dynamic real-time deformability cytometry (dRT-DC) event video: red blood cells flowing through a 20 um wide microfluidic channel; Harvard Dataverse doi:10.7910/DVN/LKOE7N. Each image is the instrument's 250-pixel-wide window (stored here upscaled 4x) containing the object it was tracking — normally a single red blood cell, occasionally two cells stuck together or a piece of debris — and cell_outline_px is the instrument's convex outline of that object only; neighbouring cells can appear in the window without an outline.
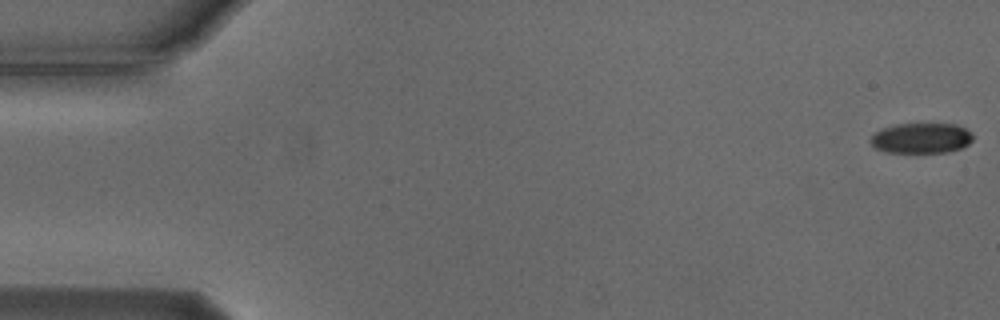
{"species": "Egyptian fruit bat (a non-hibernating species)", "species_latin": "Rousettus aegyptiacus", "temperature_condition": "cold", "stored_images_in_passage": 17, "camera_frame_rate_fps": 3000, "um_per_image_px": 0.085, "animal": {"sex": "male"}, "frame": {"image": 1, "passage_image": 1, "time_ms": 0.0, "image_size_px": [1000, 320], "cell_outline_px": [[972, 140], [968, 144], [960, 148], [948, 152], [888, 152], [876, 148], [868, 140], [876, 132], [884, 128], [896, 124], [956, 124], [972, 132]], "centroid_in_image_um": [78.32, 11.74], "position_along_channel_um": 6.7, "area_um2": 17.92}}
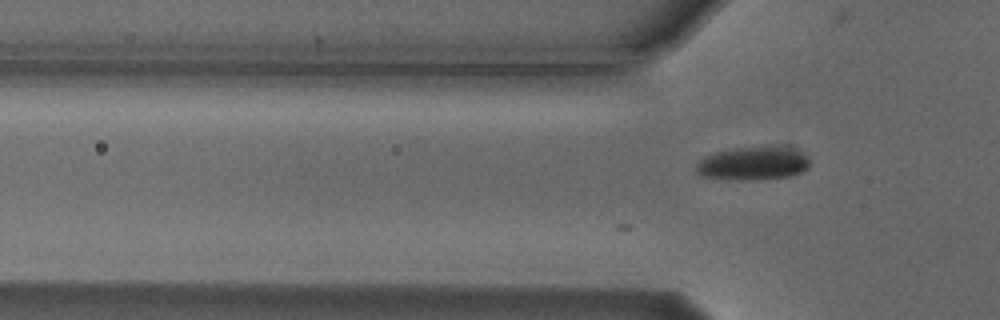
{"frame": {"image": 2, "passage_image": 17, "time_ms": 5.333, "image_size_px": [1000, 320], "cell_outline_px": [[812, 160], [808, 168], [804, 172], [792, 176], [760, 180], [736, 180], [700, 176], [696, 172], [696, 164], [704, 156], [716, 152], [736, 148], [772, 144], [784, 144], [796, 148], [804, 152]], "centroid_in_image_um": [64.13, 13.85], "position_along_channel_um": 61.7, "area_um2": 23.35}}